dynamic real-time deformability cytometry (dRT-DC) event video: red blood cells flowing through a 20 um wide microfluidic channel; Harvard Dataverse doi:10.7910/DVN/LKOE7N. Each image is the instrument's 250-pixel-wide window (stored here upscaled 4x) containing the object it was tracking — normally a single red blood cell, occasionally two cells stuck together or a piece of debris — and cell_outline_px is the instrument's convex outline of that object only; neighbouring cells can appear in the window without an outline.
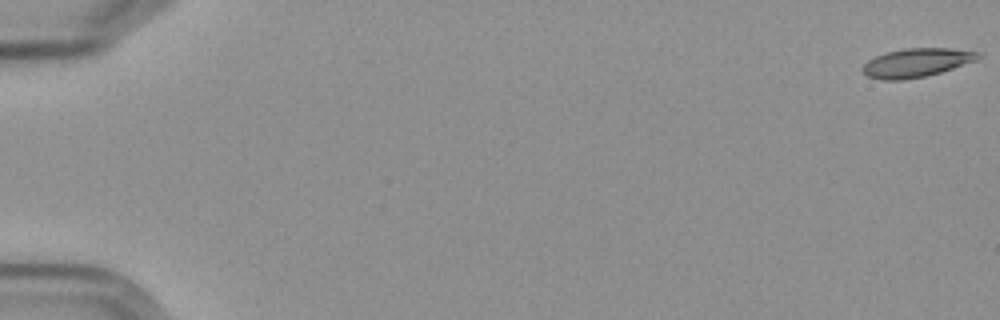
{"species": "Egyptian fruit bat (a non-hibernating species)", "species_latin": "Rousettus aegyptiacus", "temperature_condition": "cold", "stored_images_in_passage": 6, "camera_frame_rate_fps": 3000, "um_per_image_px": 0.085, "frame": {"image": 1, "passage_image": 1, "time_ms": 0.0, "image_size_px": [1000, 320], "cell_outline_px": [[980, 56], [976, 60], [940, 72], [924, 76], [904, 80], [884, 80], [868, 76], [860, 68], [868, 60], [884, 52], [904, 48], [948, 48], [980, 52]], "centroid_in_image_um": [77.86, 5.32], "position_along_channel_um": 7.1, "area_um2": 19.19}}
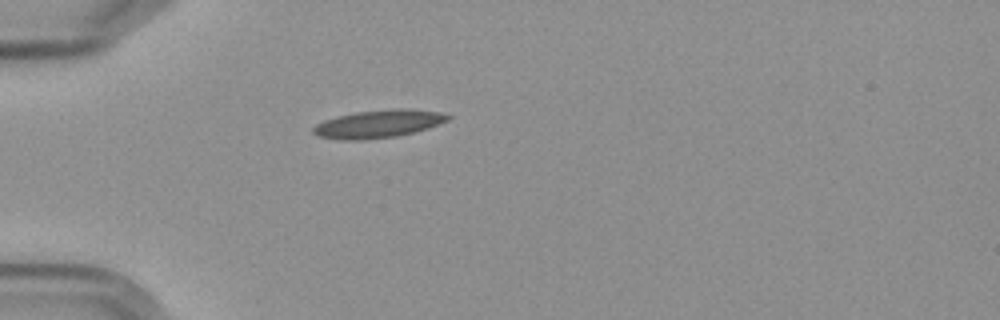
{"frame": {"image": 2, "passage_image": 5, "time_ms": 5.667, "image_size_px": [1000, 320], "cell_outline_px": [[452, 116], [448, 120], [428, 128], [396, 136], [364, 140], [344, 140], [320, 136], [312, 132], [312, 128], [316, 124], [324, 120], [336, 116], [356, 112], [392, 108], [408, 108], [440, 112]], "centroid_in_image_um": [32.16, 10.51], "position_along_channel_um": 52.8, "area_um2": 21.85}}